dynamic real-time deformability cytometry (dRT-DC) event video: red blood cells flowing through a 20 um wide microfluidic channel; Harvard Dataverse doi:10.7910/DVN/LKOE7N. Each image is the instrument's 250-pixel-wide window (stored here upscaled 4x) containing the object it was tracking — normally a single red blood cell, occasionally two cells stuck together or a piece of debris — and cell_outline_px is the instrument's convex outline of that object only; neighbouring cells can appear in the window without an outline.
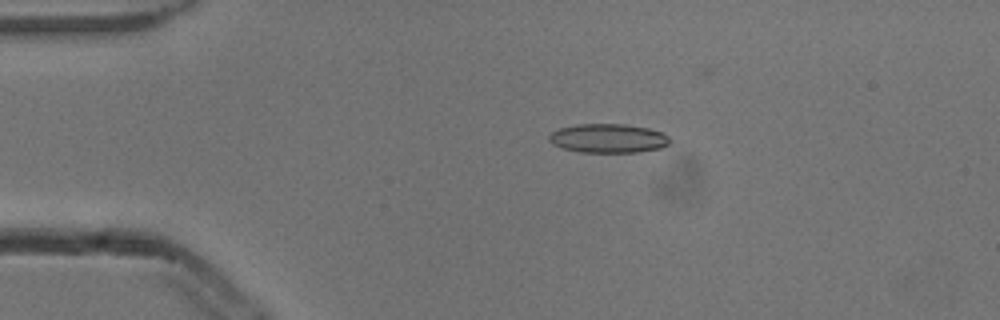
{"species": "common noctule bat (a hibernating species)", "species_latin": "Nyctalus noctula", "temperature_condition": "cold", "stored_images_in_passage": 5, "camera_frame_rate_fps": 3000, "um_per_image_px": 0.085, "animal": {"sex": "male", "body_mass_g": 13.3}, "frame": {"image": 1, "passage_image": 4, "time_ms": 1.0, "image_size_px": [1000, 320], "cell_outline_px": [[668, 144], [660, 148], [636, 152], [580, 152], [564, 148], [552, 144], [548, 140], [548, 136], [552, 132], [560, 128], [576, 124], [624, 124], [648, 128], [660, 132], [668, 136]], "centroid_in_image_um": [51.66, 11.75], "position_along_channel_um": 33.3, "area_um2": 20.23}}